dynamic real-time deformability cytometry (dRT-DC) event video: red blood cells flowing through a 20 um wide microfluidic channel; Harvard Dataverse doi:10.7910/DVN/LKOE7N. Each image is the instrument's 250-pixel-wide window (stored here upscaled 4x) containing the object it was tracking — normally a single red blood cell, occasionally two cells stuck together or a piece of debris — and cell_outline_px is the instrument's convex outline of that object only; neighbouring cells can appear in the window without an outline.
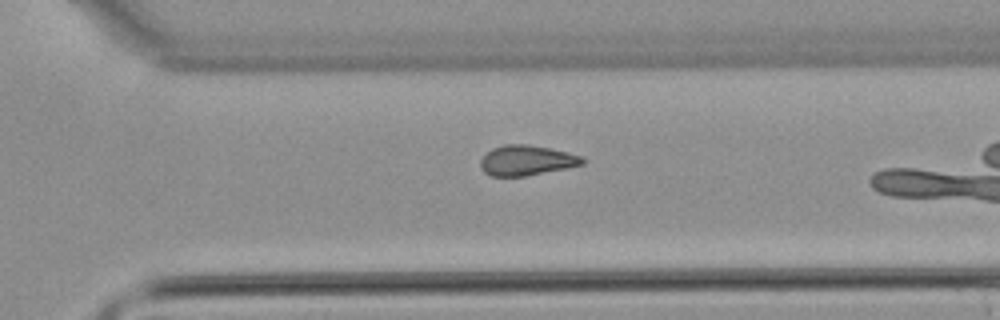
{"species": "common noctule bat (a hibernating species)", "species_latin": "Nyctalus noctula", "temperature_condition": "warm", "stored_images_in_passage": 32, "camera_frame_rate_fps": 3000, "um_per_image_px": 0.085, "animal": {"sex": "male", "body_mass_g": 21.5, "forearm_length_mm": 52.0}, "frame": {"image": 1, "passage_image": 28, "time_ms": 9.0, "image_size_px": [1000, 320], "cell_outline_px": [[584, 164], [568, 168], [524, 176], [492, 176], [484, 172], [480, 168], [480, 160], [492, 148], [504, 144], [528, 144], [568, 152], [580, 156], [584, 160]], "centroid_in_image_um": [44.74, 13.63], "position_along_channel_um": 325.9, "area_um2": 17.86}}